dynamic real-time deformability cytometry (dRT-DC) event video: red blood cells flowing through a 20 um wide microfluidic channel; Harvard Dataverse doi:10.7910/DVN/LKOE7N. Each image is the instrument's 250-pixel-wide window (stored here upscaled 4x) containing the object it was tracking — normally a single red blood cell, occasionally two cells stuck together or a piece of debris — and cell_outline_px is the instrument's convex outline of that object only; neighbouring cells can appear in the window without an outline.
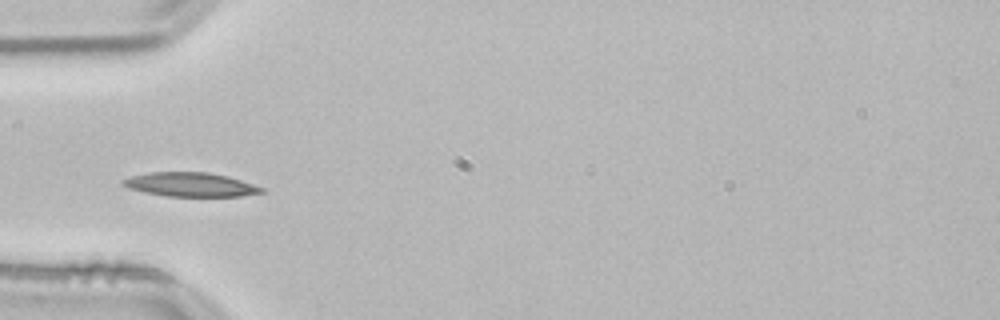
{"species": "common noctule bat (a hibernating species)", "species_latin": "Nyctalus noctula", "temperature_condition": "room temperature", "stored_images_in_passage": 38, "camera_frame_rate_fps": 3000, "um_per_image_px": 0.085, "animal": {"sex": "male", "body_mass_g": 21.5, "forearm_length_mm": 52.0}, "frame": {"image": 1, "passage_image": 1, "time_ms": 0.0, "image_size_px": [1000, 320], "cell_outline_px": [[268, 192], [240, 196], [164, 196], [144, 192], [128, 188], [120, 184], [120, 180], [132, 176], [152, 172], [208, 172], [228, 176], [264, 188]], "centroid_in_image_um": [16.18, 15.69], "position_along_channel_um": 68.8, "area_um2": 19.48}}
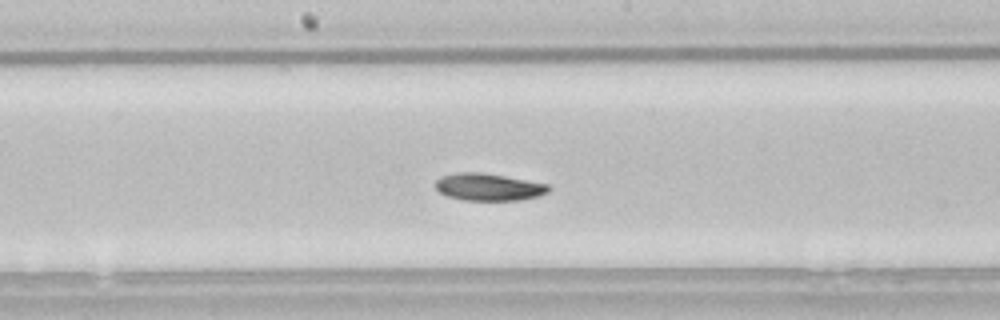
{"frame": {"image": 2, "passage_image": 12, "time_ms": 3.667, "image_size_px": [1000, 320], "cell_outline_px": [[552, 188], [548, 192], [540, 196], [520, 200], [464, 200], [448, 196], [440, 192], [436, 188], [436, 180], [440, 176], [456, 172], [480, 172], [504, 176], [548, 184]], "centroid_in_image_um": [41.54, 15.89], "position_along_channel_um": 206.7, "area_um2": 17.98}}
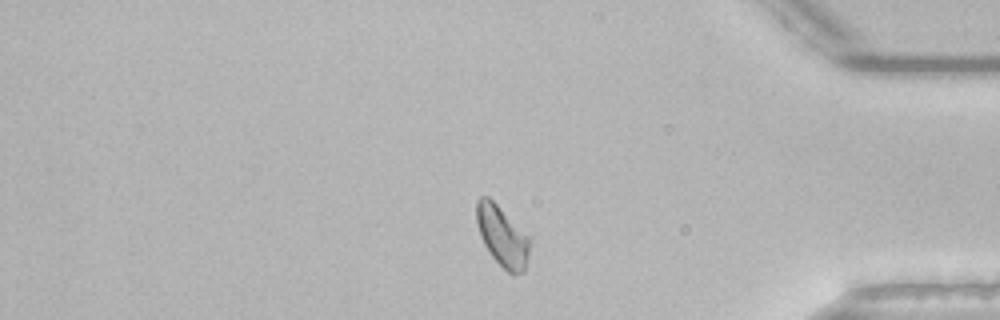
{"frame": {"image": 3, "passage_image": 29, "time_ms": 9.333, "image_size_px": [1000, 320], "cell_outline_px": [[528, 260], [524, 272], [512, 276], [488, 252], [480, 236], [476, 220], [476, 200], [480, 196], [488, 196], [528, 236]], "centroid_in_image_um": [42.66, 20.09], "position_along_channel_um": 392.5, "area_um2": 18.44}, "authors_computed_cell_mechanics": {"area_um2": 18.1203, "velocity_mm_per_s": 3.7634, "shape_relaxation_time_tau1_ms": 4.2682, "shape_relaxation_time_tau2_ms": 8.7417, "deformation_change_tau1": 0.1159, "deformation_change_tau2": 0.1054}}